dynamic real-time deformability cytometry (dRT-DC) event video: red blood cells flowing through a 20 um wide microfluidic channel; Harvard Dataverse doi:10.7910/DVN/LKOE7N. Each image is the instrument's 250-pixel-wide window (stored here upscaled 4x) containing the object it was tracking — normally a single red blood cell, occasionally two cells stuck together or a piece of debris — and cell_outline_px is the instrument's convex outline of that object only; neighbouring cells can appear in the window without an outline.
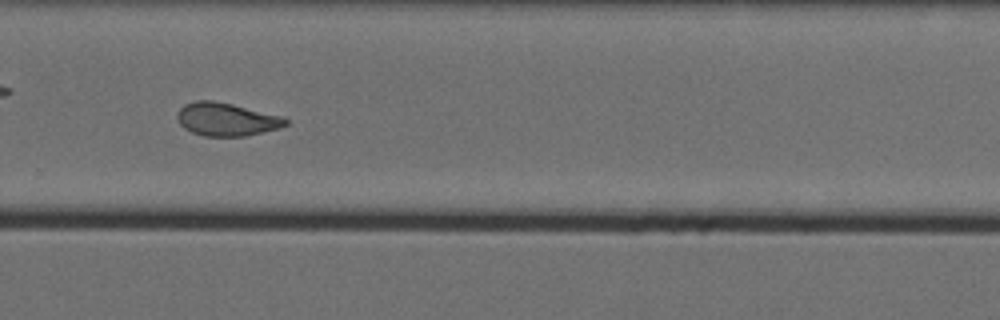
{"species": "Egyptian fruit bat (a non-hibernating species)", "species_latin": "Rousettus aegyptiacus", "temperature_condition": "cold", "stored_images_in_passage": 56, "camera_frame_rate_fps": 3000, "um_per_image_px": 0.085, "animal": {"sex": "female"}, "frame": {"image": 1, "passage_image": 40, "time_ms": 13.0, "image_size_px": [1000, 320], "cell_outline_px": [[288, 124], [280, 128], [264, 132], [244, 136], [204, 136], [192, 132], [184, 128], [180, 124], [176, 116], [176, 112], [184, 104], [192, 100], [212, 100], [232, 104], [284, 116], [288, 120]], "centroid_in_image_um": [19.24, 10.13], "position_along_channel_um": 310.6, "area_um2": 21.15}, "authors_computed_cell_mechanics": {"area_um2": 22.3108, "velocity_mm_per_s": 3.5519, "shape_relaxation_time_tau1_ms": null, "shape_relaxation_time_tau2_ms": 2.4268, "deformation_change_tau1": null, "deformation_change_tau2": 0.0929}}